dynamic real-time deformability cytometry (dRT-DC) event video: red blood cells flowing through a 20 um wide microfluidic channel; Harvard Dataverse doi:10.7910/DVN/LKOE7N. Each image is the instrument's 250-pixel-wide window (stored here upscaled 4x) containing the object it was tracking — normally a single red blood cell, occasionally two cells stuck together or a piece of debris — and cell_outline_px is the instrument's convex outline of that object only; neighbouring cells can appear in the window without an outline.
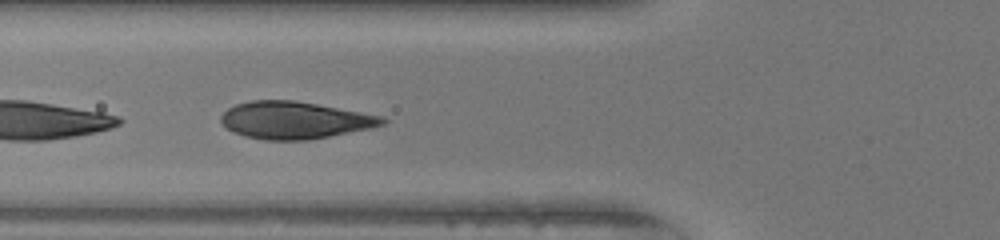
{"species": "human", "species_latin": "Homo sapiens", "temperature_condition": "warm", "stored_images_in_passage": 8, "camera_frame_rate_fps": 3000, "um_per_image_px": 0.085, "donor": {"sex": "female"}, "frame": {"image": 1, "passage_image": 5, "time_ms": 1.333, "image_size_px": [1000, 240], "cell_outline_px": [[388, 120], [384, 124], [372, 128], [308, 140], [264, 140], [244, 136], [232, 132], [220, 120], [220, 116], [228, 108], [236, 104], [252, 100], [292, 100], [316, 104], [384, 116]], "centroid_in_image_um": [25.05, 10.22], "position_along_channel_um": 100.7, "area_um2": 34.97}}